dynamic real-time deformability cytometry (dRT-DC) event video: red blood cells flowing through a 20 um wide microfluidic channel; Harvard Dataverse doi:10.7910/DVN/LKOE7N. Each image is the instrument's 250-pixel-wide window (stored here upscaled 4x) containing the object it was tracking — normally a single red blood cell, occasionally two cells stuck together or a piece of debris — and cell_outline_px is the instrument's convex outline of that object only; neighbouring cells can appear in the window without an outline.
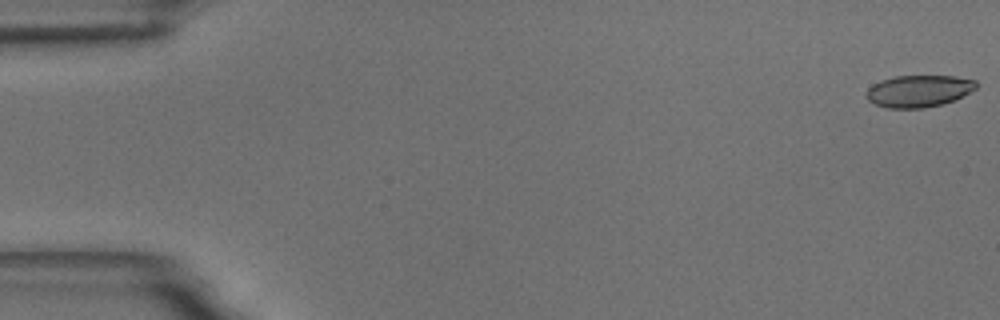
{"species": "common noctule bat (a hibernating species)", "species_latin": "Nyctalus noctula", "temperature_condition": "room temperature", "stored_images_in_passage": 57, "camera_frame_rate_fps": 3000, "um_per_image_px": 0.085, "animal": {"sex": "male", "body_mass_g": 18.8}, "frame": {"image": 1, "passage_image": 1, "time_ms": 0.0, "image_size_px": [1000, 320], "cell_outline_px": [[976, 88], [944, 104], [924, 108], [888, 108], [876, 104], [868, 100], [868, 88], [872, 84], [880, 80], [896, 76], [956, 76], [976, 80]], "centroid_in_image_um": [78.08, 7.73], "position_along_channel_um": 6.9, "area_um2": 20.23}}
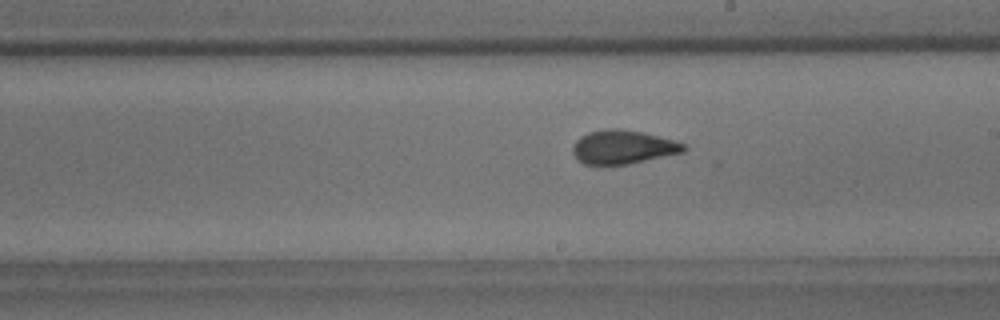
{"frame": {"image": 2, "passage_image": 32, "time_ms": 10.333, "image_size_px": [1000, 320], "cell_outline_px": [[688, 148], [684, 152], [628, 164], [584, 164], [576, 160], [572, 152], [572, 144], [580, 136], [588, 132], [604, 128], [620, 128], [640, 132], [672, 140], [684, 144]], "centroid_in_image_um": [52.89, 12.49], "position_along_channel_um": 236.1, "area_um2": 21.85}}
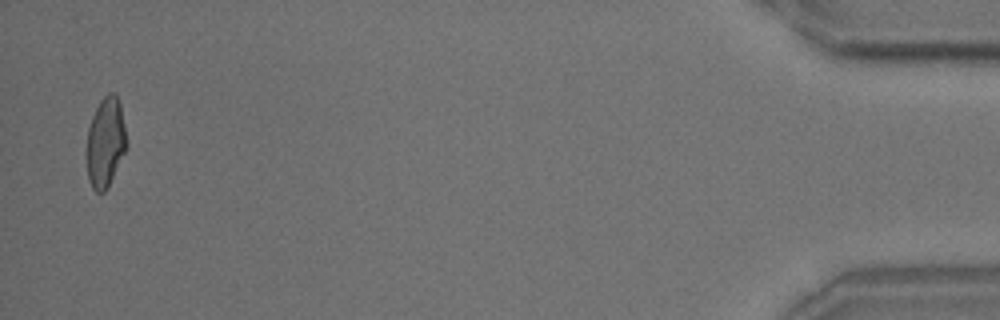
{"frame": {"image": 3, "passage_image": 55, "time_ms": 18.0, "image_size_px": [1000, 320], "cell_outline_px": [[128, 148], [108, 188], [104, 192], [96, 192], [92, 188], [88, 180], [84, 152], [88, 128], [92, 116], [100, 100], [108, 92], [112, 92], [116, 96], [120, 104], [128, 144]], "centroid_in_image_um": [8.94, 12.16], "position_along_channel_um": 426.3, "area_um2": 21.68}, "authors_computed_cell_mechanics": {"area_um2": 21.5016, "velocity_mm_per_s": 3.625, "shape_relaxation_time_tau1_ms": 6.0186, "shape_relaxation_time_tau2_ms": 1.2625, "deformation_change_tau1": 0.1705, "deformation_change_tau2": 0.0772}}